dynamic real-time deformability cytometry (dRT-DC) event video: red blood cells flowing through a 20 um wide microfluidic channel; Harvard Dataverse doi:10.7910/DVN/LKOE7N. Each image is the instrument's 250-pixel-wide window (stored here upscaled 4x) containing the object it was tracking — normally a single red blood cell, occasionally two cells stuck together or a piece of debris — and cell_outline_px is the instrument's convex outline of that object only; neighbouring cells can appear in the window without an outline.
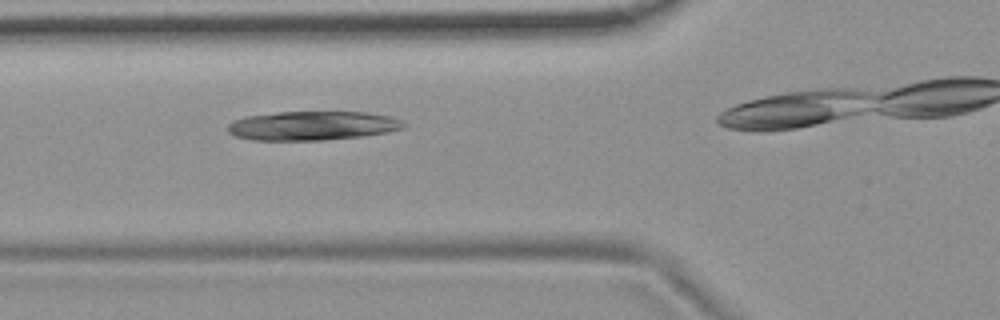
{"species": "common noctule bat (a hibernating species)", "species_latin": "Nyctalus noctula", "temperature_condition": "room temperature", "stored_images_in_passage": 31, "camera_frame_rate_fps": 3000, "um_per_image_px": 0.085, "animal": {"sex": "female", "body_mass_g": 19.9}, "frame": {"image": 1, "passage_image": 14, "time_ms": 4.333, "image_size_px": [1000, 320], "cell_outline_px": [[408, 124], [404, 128], [388, 132], [360, 136], [324, 140], [252, 140], [236, 136], [228, 132], [228, 124], [232, 120], [244, 116], [276, 112], [368, 112], [392, 116], [404, 120]], "centroid_in_image_um": [26.58, 10.67], "position_along_channel_um": 99.2, "area_um2": 30.11}}